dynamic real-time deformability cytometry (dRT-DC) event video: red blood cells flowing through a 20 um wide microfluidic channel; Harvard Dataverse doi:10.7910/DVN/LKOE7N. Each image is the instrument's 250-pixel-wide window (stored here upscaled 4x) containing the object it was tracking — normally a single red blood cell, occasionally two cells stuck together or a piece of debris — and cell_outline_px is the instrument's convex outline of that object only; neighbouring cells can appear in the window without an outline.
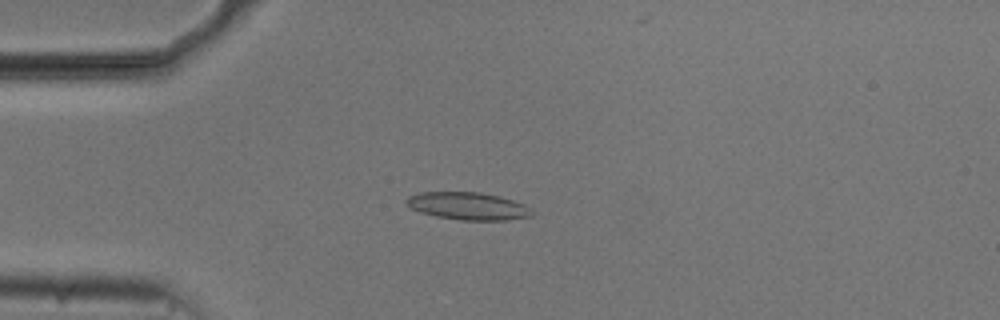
{"species": "common noctule bat (a hibernating species)", "species_latin": "Nyctalus noctula", "temperature_condition": "cold", "stored_images_in_passage": 53, "camera_frame_rate_fps": 3000, "um_per_image_px": 0.085, "animal": {"sex": "male", "body_mass_g": 20.5, "forearm_length_mm": 52.5}, "frame": {"image": 1, "passage_image": 13, "time_ms": 4.0, "image_size_px": [1000, 320], "cell_outline_px": [[532, 216], [504, 220], [460, 220], [436, 216], [420, 212], [412, 208], [404, 200], [408, 196], [420, 192], [480, 192], [500, 196], [524, 204], [532, 212]], "centroid_in_image_um": [39.76, 17.51], "position_along_channel_um": 45.2, "area_um2": 20.0}}
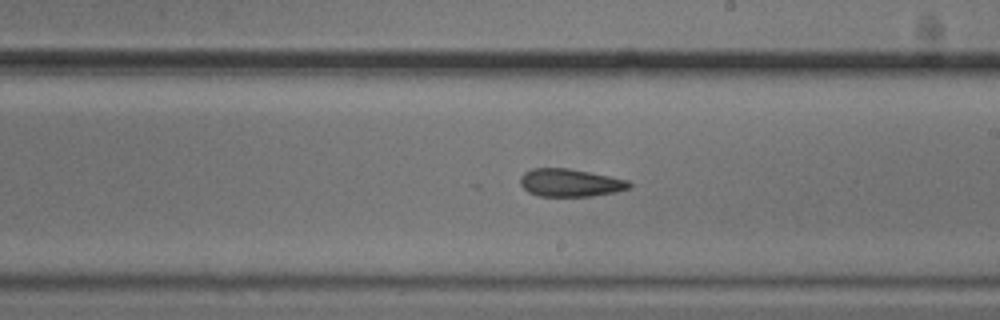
{"frame": {"image": 2, "passage_image": 30, "time_ms": 9.667, "image_size_px": [1000, 320], "cell_outline_px": [[632, 188], [616, 192], [592, 196], [540, 196], [528, 192], [520, 184], [520, 176], [524, 172], [532, 168], [568, 168], [628, 180], [632, 184]], "centroid_in_image_um": [48.46, 15.54], "position_along_channel_um": 240.5, "area_um2": 17.69}}
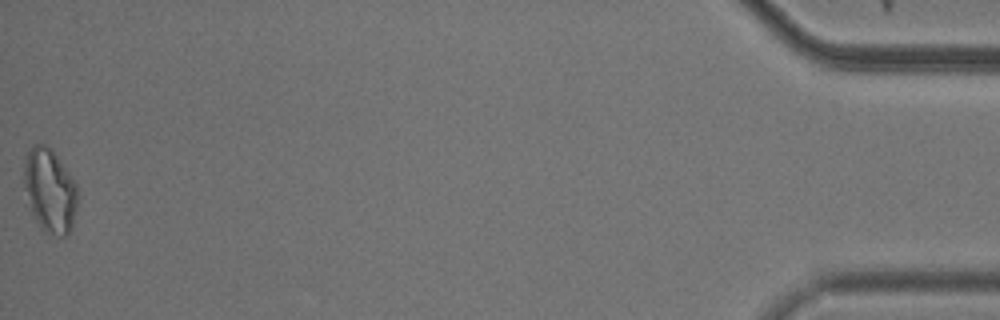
{"frame": {"image": 3, "passage_image": 53, "time_ms": 17.333, "image_size_px": [1000, 320], "cell_outline_px": [[76, 208], [72, 228], [68, 236], [56, 236], [40, 228], [32, 212], [24, 184], [24, 156], [32, 144], [40, 140], [48, 144], [52, 148], [76, 184]], "centroid_in_image_um": [4.22, 16.13], "position_along_channel_um": 431.0, "area_um2": 26.36}, "authors_computed_cell_mechanics": {"area_um2": 19.1896, "velocity_mm_per_s": 3.7527, "shape_relaxation_time_tau1_ms": null, "shape_relaxation_time_tau2_ms": 3.7464, "deformation_change_tau1": null, "deformation_change_tau2": 0.1173}}